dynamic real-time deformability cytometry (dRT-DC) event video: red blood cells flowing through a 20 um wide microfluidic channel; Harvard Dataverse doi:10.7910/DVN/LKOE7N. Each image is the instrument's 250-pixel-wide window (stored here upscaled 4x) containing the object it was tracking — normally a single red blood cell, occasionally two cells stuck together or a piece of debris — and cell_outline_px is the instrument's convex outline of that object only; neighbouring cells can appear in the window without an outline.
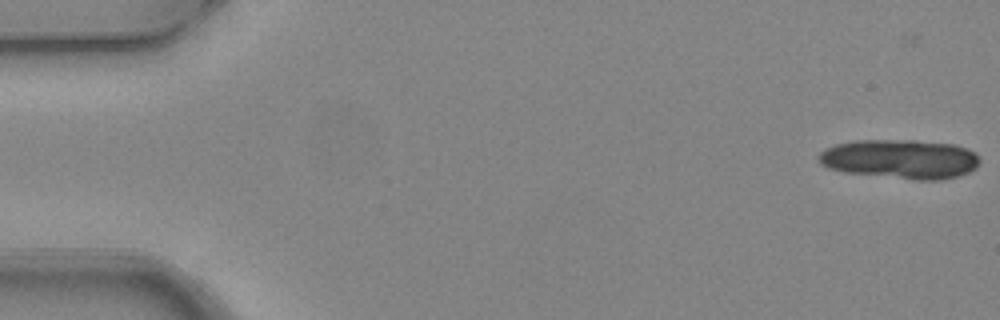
{"species": "common noctule bat (a hibernating species)", "species_latin": "Nyctalus noctula", "temperature_condition": "warm", "stored_images_in_passage": 4, "camera_frame_rate_fps": 3000, "um_per_image_px": 0.085, "animal": {"sex": "female", "body_mass_g": 24.6, "forearm_length_mm": 56.2}, "frame": {"image": 1, "passage_image": 1, "time_ms": 0.0, "image_size_px": [1000, 320], "cell_outline_px": [[980, 160], [976, 168], [960, 176], [940, 180], [916, 180], [844, 172], [828, 168], [820, 164], [816, 160], [816, 156], [824, 148], [836, 144], [856, 140], [912, 140], [952, 144], [968, 148], [976, 152]], "centroid_in_image_um": [76.5, 13.52], "position_along_channel_um": 8.5, "area_um2": 37.34}}